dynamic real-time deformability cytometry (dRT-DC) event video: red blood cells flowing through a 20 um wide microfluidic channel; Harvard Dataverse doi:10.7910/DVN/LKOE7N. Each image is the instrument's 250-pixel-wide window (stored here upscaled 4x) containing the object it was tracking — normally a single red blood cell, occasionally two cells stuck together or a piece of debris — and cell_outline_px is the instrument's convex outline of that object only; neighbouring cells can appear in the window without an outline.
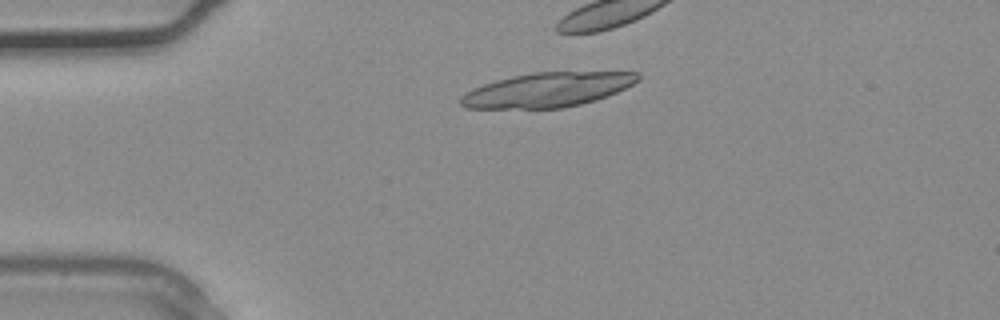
{"species": "common noctule bat (a hibernating species)", "species_latin": "Nyctalus noctula", "temperature_condition": "warm", "stored_images_in_passage": 4, "camera_frame_rate_fps": 3000, "um_per_image_px": 0.085, "animal": {"sex": "male", "body_mass_g": 20.4}, "frame": {"image": 1, "passage_image": 2, "time_ms": 0.333, "image_size_px": [1000, 320], "cell_outline_px": [[640, 80], [616, 92], [596, 100], [564, 108], [464, 108], [460, 104], [460, 96], [464, 92], [472, 88], [496, 80], [536, 72], [640, 72]], "centroid_in_image_um": [46.51, 7.64], "position_along_channel_um": 38.5, "area_um2": 35.37}}